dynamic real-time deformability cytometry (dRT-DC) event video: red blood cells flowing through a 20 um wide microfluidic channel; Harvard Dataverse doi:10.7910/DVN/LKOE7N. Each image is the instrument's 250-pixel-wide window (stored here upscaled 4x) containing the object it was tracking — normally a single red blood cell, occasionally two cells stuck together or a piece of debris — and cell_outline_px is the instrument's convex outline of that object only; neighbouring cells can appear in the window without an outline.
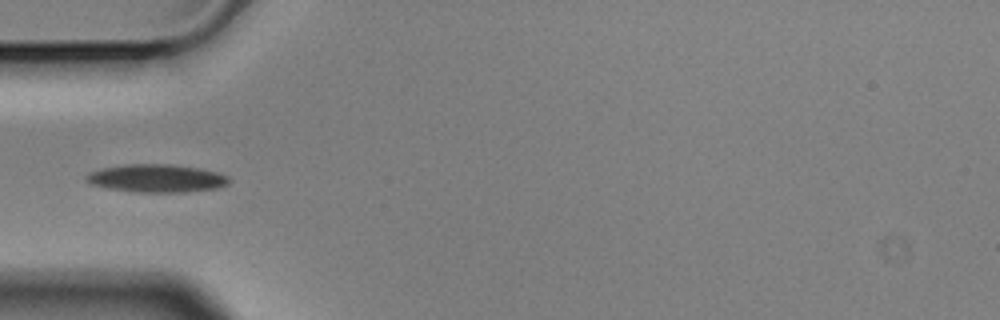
{"species": "Egyptian fruit bat (a non-hibernating species)", "species_latin": "Rousettus aegyptiacus", "temperature_condition": "cold", "stored_images_in_passage": 4, "camera_frame_rate_fps": 3000, "um_per_image_px": 0.085, "animal": {"sex": "male"}, "frame": {"image": 1, "passage_image": 4, "time_ms": 1.0, "image_size_px": [1000, 320], "cell_outline_px": [[232, 180], [228, 184], [216, 188], [184, 192], [136, 192], [108, 188], [88, 184], [84, 180], [84, 176], [88, 172], [104, 168], [132, 164], [172, 164], [200, 168], [216, 172], [228, 176]], "centroid_in_image_um": [13.3, 15.16], "position_along_channel_um": 71.7, "area_um2": 23.35}}